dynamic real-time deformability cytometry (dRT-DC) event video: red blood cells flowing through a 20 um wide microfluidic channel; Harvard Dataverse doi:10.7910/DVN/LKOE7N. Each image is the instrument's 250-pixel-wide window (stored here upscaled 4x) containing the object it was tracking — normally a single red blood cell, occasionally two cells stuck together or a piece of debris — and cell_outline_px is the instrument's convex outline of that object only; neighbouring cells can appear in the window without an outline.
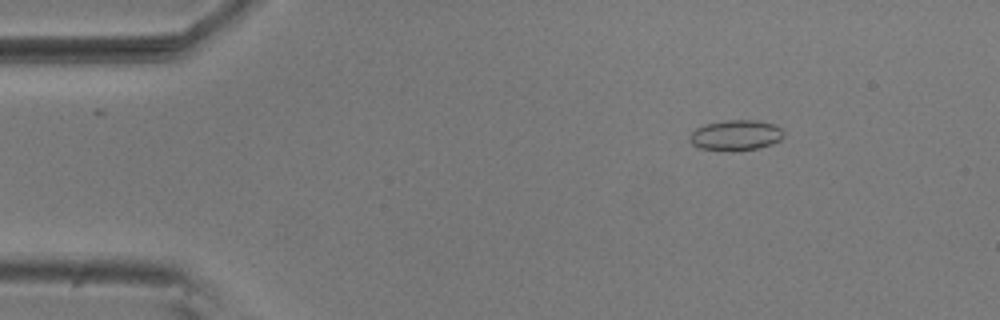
{"species": "common noctule bat (a hibernating species)", "species_latin": "Nyctalus noctula", "temperature_condition": "room temperature", "stored_images_in_passage": 6, "camera_frame_rate_fps": 3000, "um_per_image_px": 0.085, "animal": {"sex": "male", "body_mass_g": 20.5, "forearm_length_mm": 52.5}, "frame": {"image": 1, "passage_image": 3, "time_ms": 0.667, "image_size_px": [1000, 320], "cell_outline_px": [[784, 136], [780, 140], [772, 144], [760, 148], [740, 152], [728, 152], [700, 148], [692, 144], [688, 140], [688, 136], [696, 128], [704, 124], [728, 120], [756, 120], [776, 124], [784, 132]], "centroid_in_image_um": [62.54, 11.52], "position_along_channel_um": 22.5, "area_um2": 17.22}}
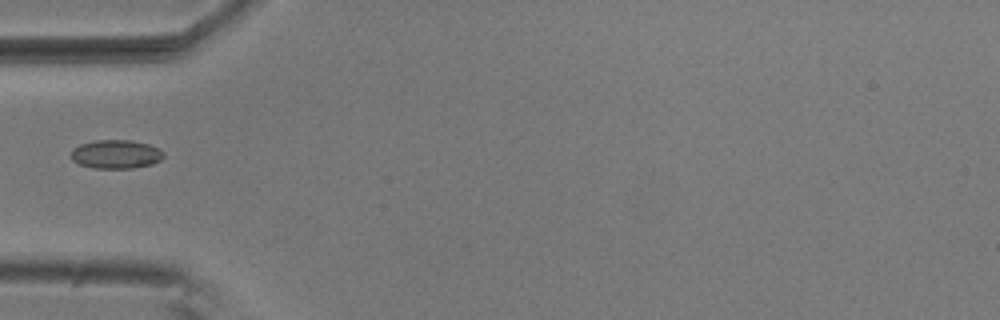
{"frame": {"image": 2, "passage_image": 6, "time_ms": 1.667, "image_size_px": [1000, 320], "cell_outline_px": [[164, 156], [160, 160], [152, 164], [132, 168], [92, 168], [80, 164], [72, 160], [72, 148], [80, 144], [96, 140], [132, 140], [148, 144], [160, 148], [164, 152]], "centroid_in_image_um": [9.87, 13.1], "position_along_channel_um": 75.1, "area_um2": 15.55}}